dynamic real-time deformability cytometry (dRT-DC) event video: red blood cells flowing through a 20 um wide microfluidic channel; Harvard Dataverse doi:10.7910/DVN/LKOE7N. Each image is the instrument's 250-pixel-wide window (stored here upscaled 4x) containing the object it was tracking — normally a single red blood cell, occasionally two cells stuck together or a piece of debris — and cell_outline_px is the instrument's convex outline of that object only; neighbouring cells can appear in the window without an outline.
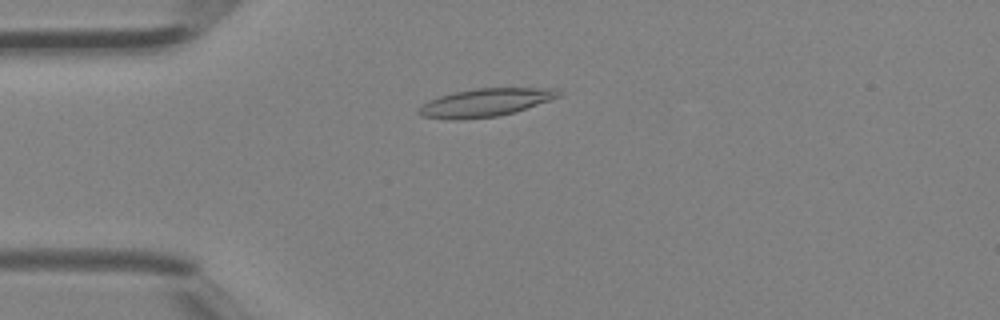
{"species": "Egyptian fruit bat (a non-hibernating species)", "species_latin": "Rousettus aegyptiacus", "temperature_condition": "room temperature", "stored_images_in_passage": 33, "camera_frame_rate_fps": 3000, "um_per_image_px": 0.085, "animal": {"sex": "female"}, "frame": {"image": 1, "passage_image": 3, "time_ms": 0.667, "image_size_px": [1000, 320], "cell_outline_px": [[560, 96], [552, 100], [512, 112], [496, 116], [460, 120], [452, 120], [420, 116], [416, 112], [428, 100], [440, 96], [456, 92], [476, 88], [556, 88], [560, 92]], "centroid_in_image_um": [41.24, 8.72], "position_along_channel_um": 43.8, "area_um2": 22.66}}
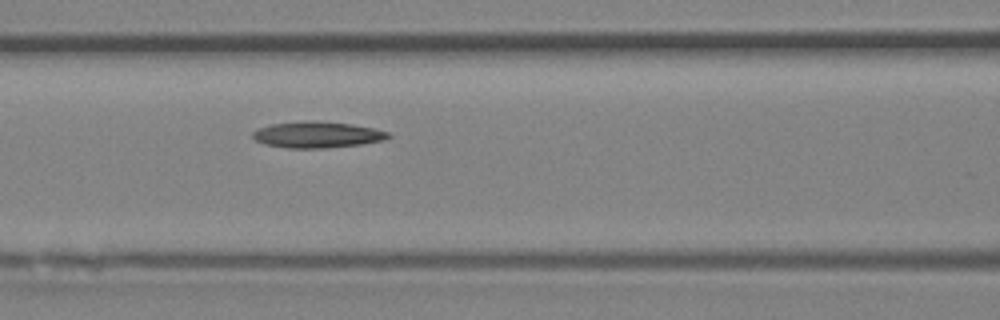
{"frame": {"image": 2, "passage_image": 10, "time_ms": 3.0, "image_size_px": [1000, 320], "cell_outline_px": [[392, 136], [384, 140], [360, 144], [324, 148], [288, 148], [264, 144], [256, 140], [252, 136], [252, 132], [256, 128], [272, 124], [304, 120], [312, 120], [352, 124], [372, 128], [388, 132]], "centroid_in_image_um": [26.93, 11.44], "position_along_channel_um": 139.7, "area_um2": 20.75}}
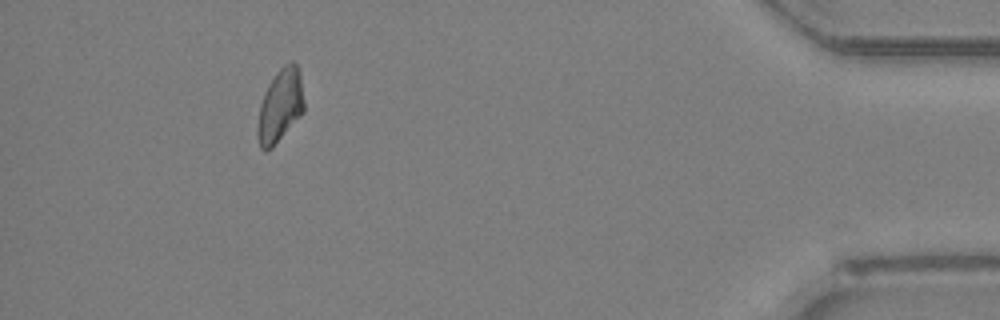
{"frame": {"image": 3, "passage_image": 30, "time_ms": 9.667, "image_size_px": [1000, 320], "cell_outline_px": [[304, 112], [272, 148], [264, 152], [260, 148], [256, 136], [256, 128], [260, 104], [264, 92], [268, 84], [276, 72], [284, 64], [292, 60], [296, 64], [300, 72], [304, 100]], "centroid_in_image_um": [23.8, 9.0], "position_along_channel_um": 411.4, "area_um2": 20.17}}